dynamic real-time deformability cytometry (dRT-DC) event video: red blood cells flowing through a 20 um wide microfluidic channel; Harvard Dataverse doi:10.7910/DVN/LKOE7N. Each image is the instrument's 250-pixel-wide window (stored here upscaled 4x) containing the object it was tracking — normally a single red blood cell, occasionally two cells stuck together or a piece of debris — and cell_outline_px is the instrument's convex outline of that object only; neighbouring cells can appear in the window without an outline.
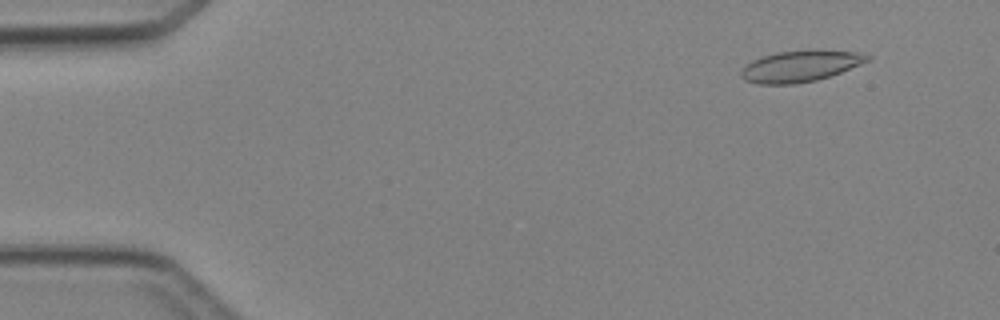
{"species": "Egyptian fruit bat (a non-hibernating species)", "species_latin": "Rousettus aegyptiacus", "temperature_condition": "cold", "stored_images_in_passage": 3, "camera_frame_rate_fps": 3000, "um_per_image_px": 0.085, "animal": {"sex": "female"}, "frame": {"image": 1, "passage_image": 1, "time_ms": 0.0, "image_size_px": [1000, 320], "cell_outline_px": [[872, 60], [840, 72], [816, 80], [792, 84], [756, 84], [744, 80], [740, 76], [740, 72], [752, 60], [776, 52], [812, 48], [816, 48], [860, 52], [872, 56]], "centroid_in_image_um": [68.08, 5.59], "position_along_channel_um": 16.9, "area_um2": 23.47}}
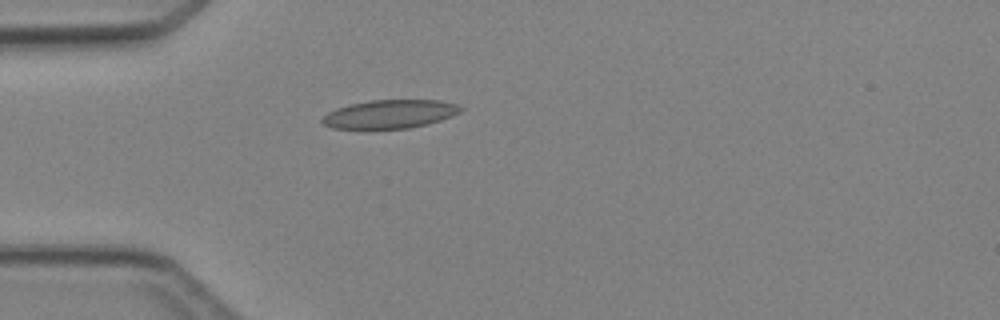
{"frame": {"image": 2, "passage_image": 3, "time_ms": 3.0, "image_size_px": [1000, 320], "cell_outline_px": [[464, 108], [460, 112], [452, 116], [428, 124], [408, 128], [332, 128], [324, 124], [320, 120], [328, 112], [336, 108], [352, 104], [372, 100], [440, 100], [456, 104]], "centroid_in_image_um": [33.16, 9.69], "position_along_channel_um": 51.8, "area_um2": 22.77}}